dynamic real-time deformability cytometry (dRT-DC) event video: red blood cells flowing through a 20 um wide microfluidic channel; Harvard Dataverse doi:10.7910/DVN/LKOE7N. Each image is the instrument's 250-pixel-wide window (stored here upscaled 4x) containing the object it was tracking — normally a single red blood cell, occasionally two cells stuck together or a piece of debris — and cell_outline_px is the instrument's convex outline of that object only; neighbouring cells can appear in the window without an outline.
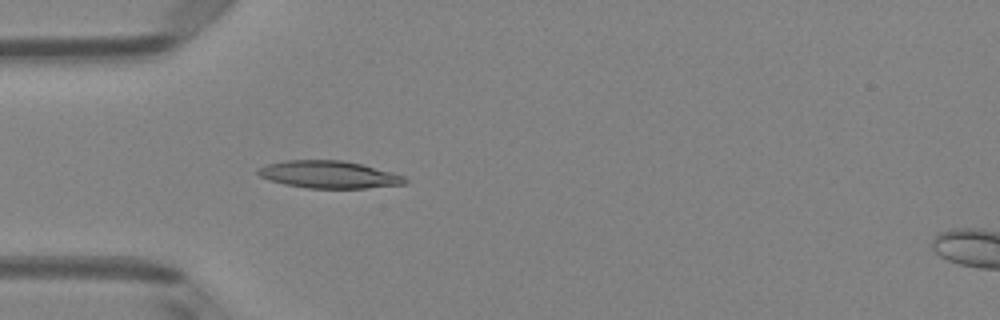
{"species": "Egyptian fruit bat (a non-hibernating species)", "species_latin": "Rousettus aegyptiacus", "temperature_condition": "room temperature", "stored_images_in_passage": 45, "camera_frame_rate_fps": 3000, "um_per_image_px": 0.085, "animal": {"sex": "female"}, "frame": {"image": 1, "passage_image": 10, "time_ms": 3.0, "image_size_px": [1000, 320], "cell_outline_px": [[408, 184], [364, 188], [308, 188], [284, 184], [260, 176], [256, 172], [256, 168], [268, 164], [284, 160], [344, 160], [392, 172], [404, 176], [408, 180]], "centroid_in_image_um": [27.97, 14.83], "position_along_channel_um": 57.0, "area_um2": 23.41}}
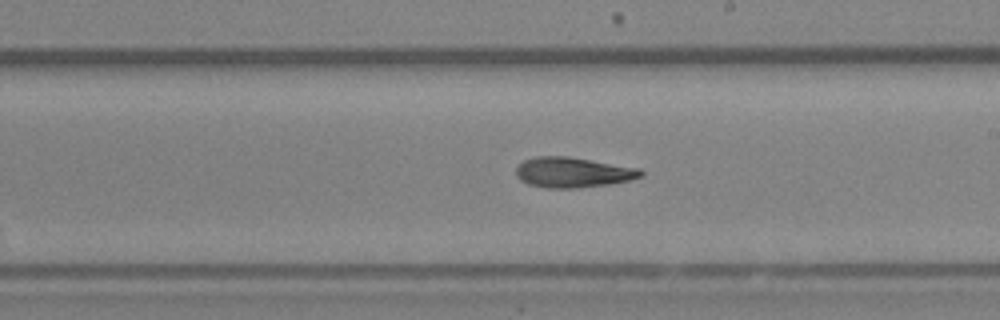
{"frame": {"image": 2, "passage_image": 24, "time_ms": 7.667, "image_size_px": [1000, 320], "cell_outline_px": [[644, 176], [632, 180], [608, 184], [580, 188], [544, 188], [528, 184], [520, 180], [516, 176], [516, 168], [524, 160], [536, 156], [568, 156], [640, 168], [644, 172]], "centroid_in_image_um": [48.71, 14.66], "position_along_channel_um": 240.3, "area_um2": 22.25}}
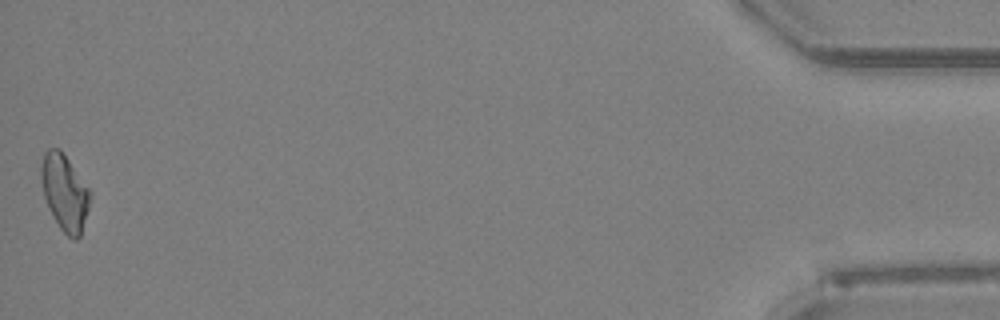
{"frame": {"image": 3, "passage_image": 45, "time_ms": 14.667, "image_size_px": [1000, 320], "cell_outline_px": [[92, 196], [80, 236], [76, 240], [72, 240], [60, 228], [52, 216], [48, 208], [44, 196], [40, 180], [40, 168], [44, 152], [48, 148], [60, 148], [92, 192]], "centroid_in_image_um": [5.49, 16.35], "position_along_channel_um": 429.7, "area_um2": 21.96}, "authors_computed_cell_mechanics": {"area_um2": 21.675, "velocity_mm_per_s": 4.0521, "shape_relaxation_time_tau1_ms": 6.7179, "shape_relaxation_time_tau2_ms": 3.5761, "deformation_change_tau1": 0.1953, "deformation_change_tau2": 0.1383}}